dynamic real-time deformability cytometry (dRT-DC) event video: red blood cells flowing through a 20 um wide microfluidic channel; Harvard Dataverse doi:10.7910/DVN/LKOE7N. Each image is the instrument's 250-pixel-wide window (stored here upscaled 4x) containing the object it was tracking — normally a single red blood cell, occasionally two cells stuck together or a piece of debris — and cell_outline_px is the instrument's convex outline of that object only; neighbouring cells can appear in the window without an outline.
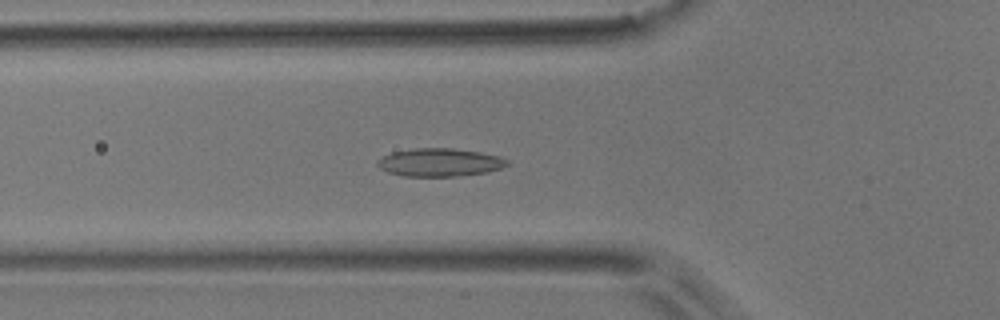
{"species": "common noctule bat (a hibernating species)", "species_latin": "Nyctalus noctula", "temperature_condition": "room temperature", "stored_images_in_passage": 42, "camera_frame_rate_fps": 3000, "um_per_image_px": 0.085, "animal": {"sex": "male", "body_mass_g": 17.9}, "frame": {"image": 1, "passage_image": 8, "time_ms": 2.333, "image_size_px": [1000, 320], "cell_outline_px": [[508, 164], [500, 168], [488, 172], [460, 176], [404, 176], [388, 172], [380, 168], [376, 164], [376, 160], [392, 152], [412, 148], [452, 148], [480, 152], [500, 156], [508, 160]], "centroid_in_image_um": [37.37, 13.8], "position_along_channel_um": 88.4, "area_um2": 21.27}}
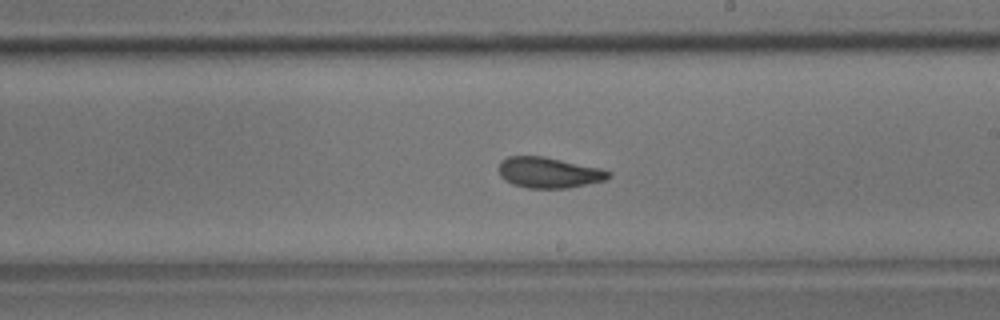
{"frame": {"image": 2, "passage_image": 20, "time_ms": 6.333, "image_size_px": [1000, 320], "cell_outline_px": [[612, 176], [604, 180], [568, 188], [528, 188], [512, 184], [504, 180], [500, 176], [496, 168], [500, 160], [508, 156], [544, 156], [600, 168], [612, 172]], "centroid_in_image_um": [46.59, 14.66], "position_along_channel_um": 242.4, "area_um2": 19.88}}
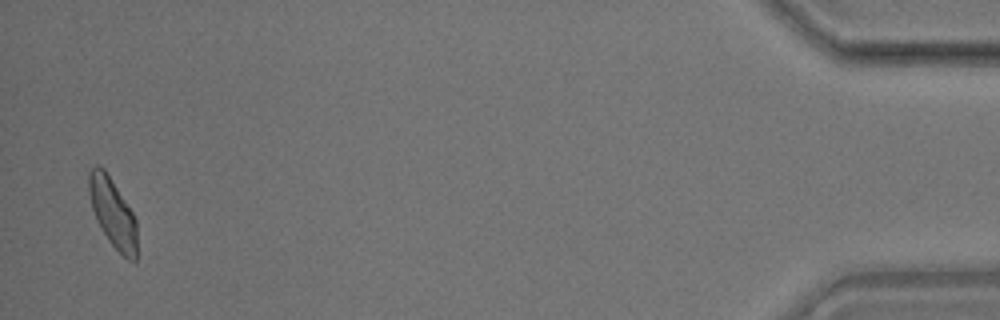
{"frame": {"image": 3, "passage_image": 41, "time_ms": 13.333, "image_size_px": [1000, 320], "cell_outline_px": [[136, 260], [128, 260], [108, 240], [96, 220], [92, 208], [88, 192], [88, 172], [96, 164], [104, 168], [132, 212], [136, 220]], "centroid_in_image_um": [9.55, 18.06], "position_along_channel_um": 425.6, "area_um2": 19.07}, "authors_computed_cell_mechanics": {"area_um2": 19.7098, "velocity_mm_per_s": 3.8335, "shape_relaxation_time_tau1_ms": 5.9231, "shape_relaxation_time_tau2_ms": 2.0104, "deformation_change_tau1": 0.1299, "deformation_change_tau2": 0.0769}}